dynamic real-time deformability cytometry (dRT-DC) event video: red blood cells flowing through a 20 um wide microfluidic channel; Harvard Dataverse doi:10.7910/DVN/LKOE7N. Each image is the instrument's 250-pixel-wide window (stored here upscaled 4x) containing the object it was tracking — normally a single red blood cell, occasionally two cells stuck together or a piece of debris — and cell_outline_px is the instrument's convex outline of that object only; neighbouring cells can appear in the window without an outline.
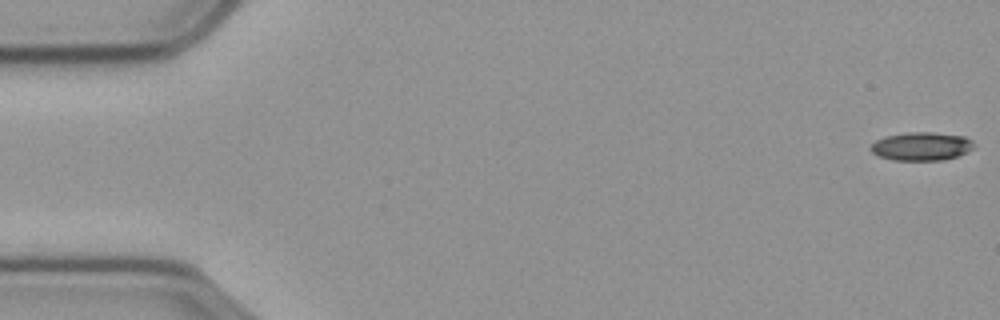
{"species": "common noctule bat (a hibernating species)", "species_latin": "Nyctalus noctula", "temperature_condition": "cold", "stored_images_in_passage": 57, "camera_frame_rate_fps": 3000, "um_per_image_px": 0.085, "animal": {"sex": "male", "body_mass_g": 23.1, "forearm_length_mm": 52.7}, "frame": {"image": 1, "passage_image": 1, "time_ms": 0.0, "image_size_px": [1000, 320], "cell_outline_px": [[976, 144], [972, 148], [956, 156], [944, 160], [892, 160], [880, 156], [872, 152], [868, 148], [876, 140], [888, 136], [908, 132], [932, 132], [964, 136], [972, 140]], "centroid_in_image_um": [78.32, 12.43], "position_along_channel_um": 6.7, "area_um2": 16.94}}
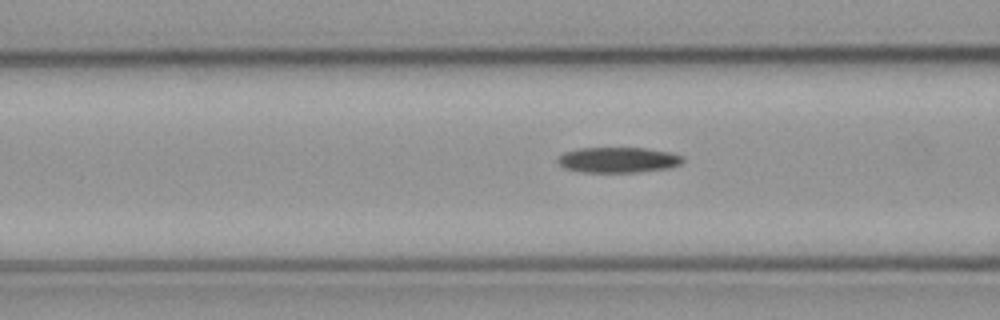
{"frame": {"image": 2, "passage_image": 22, "time_ms": 7.0, "image_size_px": [1000, 320], "cell_outline_px": [[684, 160], [680, 164], [672, 168], [636, 172], [584, 172], [564, 168], [556, 160], [564, 152], [580, 148], [644, 148], [668, 152], [684, 156]], "centroid_in_image_um": [52.56, 13.59], "position_along_channel_um": 114.0, "area_um2": 18.55}}
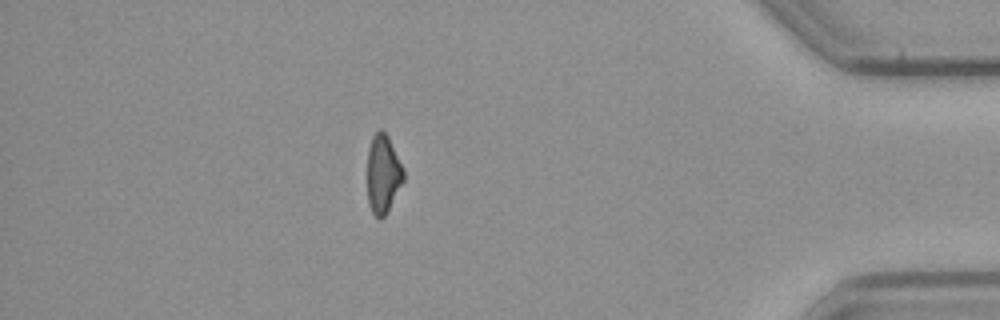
{"frame": {"image": 3, "passage_image": 50, "time_ms": 16.333, "image_size_px": [1000, 320], "cell_outline_px": [[404, 180], [388, 212], [380, 220], [372, 212], [368, 204], [368, 148], [372, 136], [380, 128], [388, 136], [404, 168]], "centroid_in_image_um": [32.57, 14.8], "position_along_channel_um": 402.6, "area_um2": 16.7}}